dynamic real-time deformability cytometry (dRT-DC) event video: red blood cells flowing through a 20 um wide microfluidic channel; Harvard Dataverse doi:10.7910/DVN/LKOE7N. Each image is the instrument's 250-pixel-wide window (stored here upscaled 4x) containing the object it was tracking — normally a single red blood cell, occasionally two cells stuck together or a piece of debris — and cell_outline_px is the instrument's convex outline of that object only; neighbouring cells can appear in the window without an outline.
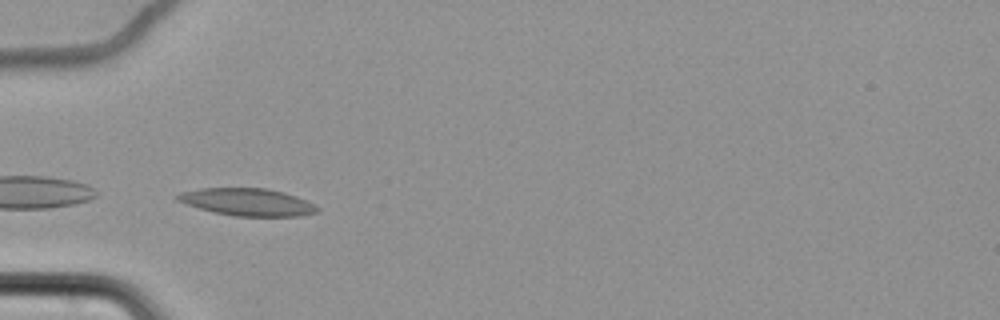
{"species": "common noctule bat (a hibernating species)", "species_latin": "Nyctalus noctula", "temperature_condition": "cold", "stored_images_in_passage": 42, "camera_frame_rate_fps": 3000, "um_per_image_px": 0.085, "animal": {"sex": "female", "body_mass_g": 22.7, "forearm_length_mm": 54.2}, "frame": {"image": 1, "passage_image": 1, "time_ms": 0.0, "image_size_px": [1000, 320], "cell_outline_px": [[320, 212], [300, 216], [236, 216], [212, 212], [184, 204], [176, 200], [176, 196], [180, 192], [200, 188], [264, 188], [284, 192], [296, 196], [320, 208]], "centroid_in_image_um": [21.0, 17.18], "position_along_channel_um": 64.0, "area_um2": 22.37}}
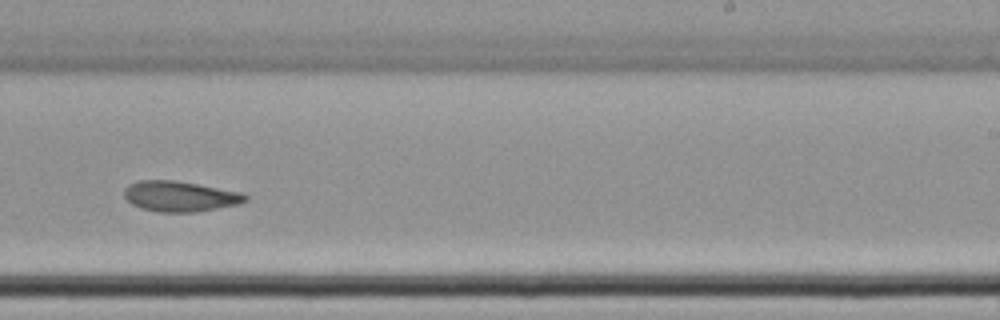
{"frame": {"image": 2, "passage_image": 20, "time_ms": 6.333, "image_size_px": [1000, 320], "cell_outline_px": [[248, 200], [236, 204], [196, 212], [156, 212], [132, 204], [124, 196], [124, 188], [128, 184], [140, 180], [172, 180], [196, 184], [240, 192], [248, 196]], "centroid_in_image_um": [15.26, 16.68], "position_along_channel_um": 273.7, "area_um2": 21.21}}
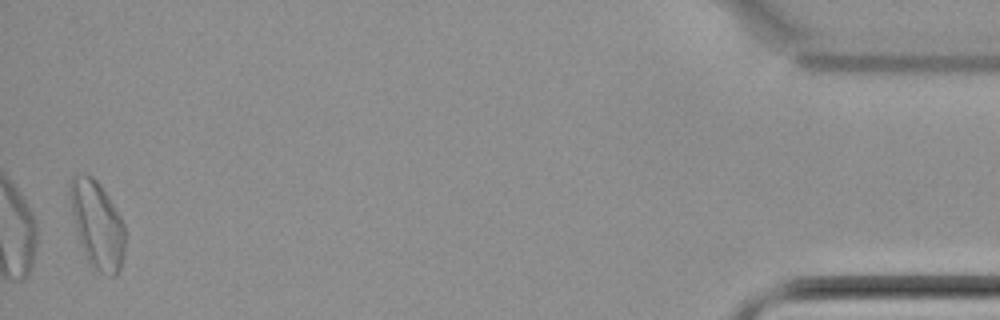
{"frame": {"image": 3, "passage_image": 41, "time_ms": 13.333, "image_size_px": [1000, 320], "cell_outline_px": [[124, 252], [120, 272], [116, 276], [112, 276], [100, 272], [92, 268], [88, 264], [76, 228], [72, 212], [68, 192], [68, 184], [72, 176], [84, 172], [92, 176], [100, 184], [108, 196], [120, 216], [124, 224]], "centroid_in_image_um": [8.25, 19.07], "position_along_channel_um": 426.9, "area_um2": 28.09}, "authors_computed_cell_mechanics": {"area_um2": 21.675, "velocity_mm_per_s": 3.4205, "shape_relaxation_time_tau1_ms": null, "shape_relaxation_time_tau2_ms": 9.517, "deformation_change_tau1": null, "deformation_change_tau2": 0.1229}}